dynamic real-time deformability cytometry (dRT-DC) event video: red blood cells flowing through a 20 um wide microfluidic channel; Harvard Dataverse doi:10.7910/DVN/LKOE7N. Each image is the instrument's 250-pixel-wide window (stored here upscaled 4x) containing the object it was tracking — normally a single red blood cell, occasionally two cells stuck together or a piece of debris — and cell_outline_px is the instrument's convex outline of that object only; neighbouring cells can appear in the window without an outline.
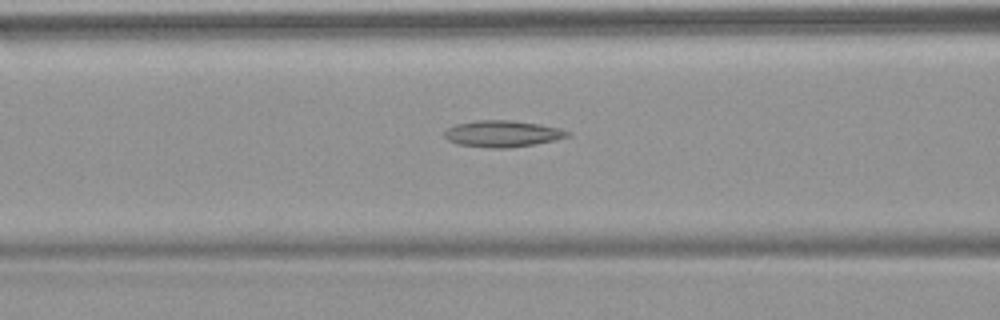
{"species": "common noctule bat (a hibernating species)", "species_latin": "Nyctalus noctula", "temperature_condition": "warm", "stored_images_in_passage": 53, "camera_frame_rate_fps": 3000, "um_per_image_px": 0.085, "animal": {"sex": "female", "body_mass_g": 18.4}, "frame": {"image": 1, "passage_image": 22, "time_ms": 7.0, "image_size_px": [1000, 320], "cell_outline_px": [[572, 136], [556, 140], [508, 148], [488, 148], [456, 144], [448, 140], [444, 136], [444, 132], [448, 128], [456, 124], [476, 120], [512, 120], [540, 124], [560, 128], [572, 132]], "centroid_in_image_um": [42.74, 11.36], "position_along_channel_um": 123.9, "area_um2": 19.19}}
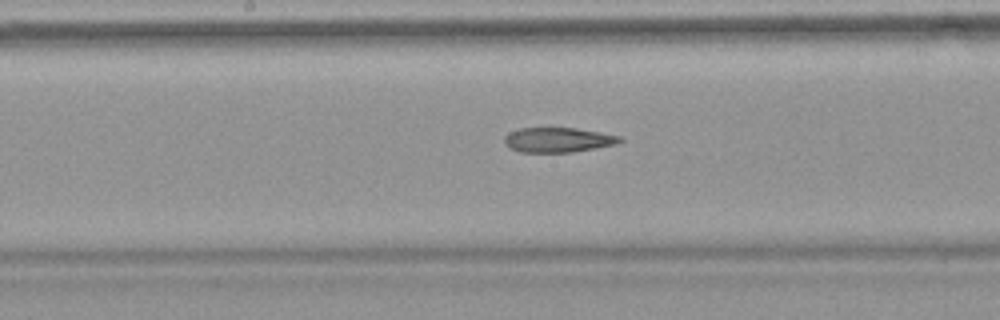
{"frame": {"image": 2, "passage_image": 28, "time_ms": 9.0, "image_size_px": [1000, 320], "cell_outline_px": [[624, 140], [616, 144], [596, 148], [572, 152], [520, 152], [508, 148], [504, 144], [504, 136], [508, 132], [520, 128], [576, 128], [600, 132], [620, 136]], "centroid_in_image_um": [47.4, 11.89], "position_along_channel_um": 200.8, "area_um2": 16.82}}
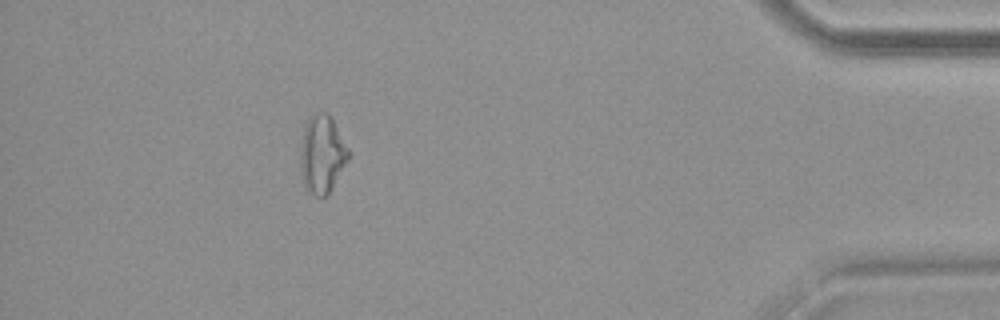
{"frame": {"image": 3, "passage_image": 48, "time_ms": 15.667, "image_size_px": [1000, 320], "cell_outline_px": [[348, 160], [328, 196], [316, 196], [304, 184], [300, 172], [300, 148], [304, 124], [308, 116], [316, 112], [328, 112], [348, 148]], "centroid_in_image_um": [27.35, 13.08], "position_along_channel_um": 407.9, "area_um2": 21.85}, "authors_computed_cell_mechanics": {"area_um2": 20.3456, "velocity_mm_per_s": 3.8532, "shape_relaxation_time_tau1_ms": null, "shape_relaxation_time_tau2_ms": 5.0368, "deformation_change_tau1": null, "deformation_change_tau2": 0.1638}}